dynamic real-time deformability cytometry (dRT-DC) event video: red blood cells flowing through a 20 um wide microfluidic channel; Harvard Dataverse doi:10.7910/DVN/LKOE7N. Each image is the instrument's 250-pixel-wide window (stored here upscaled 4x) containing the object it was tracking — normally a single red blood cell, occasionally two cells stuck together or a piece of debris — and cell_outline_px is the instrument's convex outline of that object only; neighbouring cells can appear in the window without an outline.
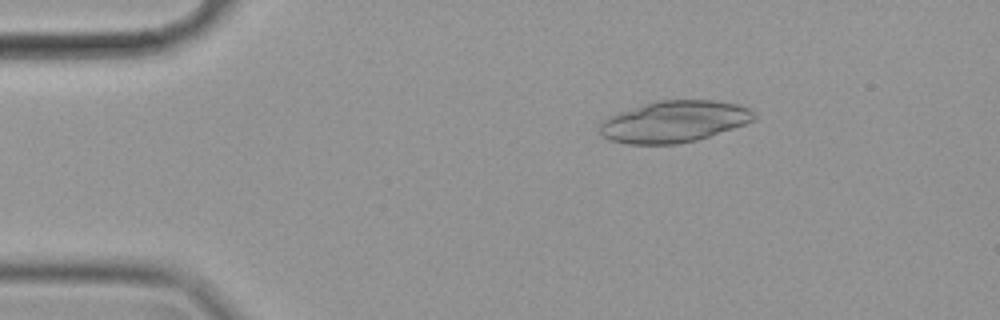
{"species": "common noctule bat (a hibernating species)", "species_latin": "Nyctalus noctula", "temperature_condition": "cold", "stored_images_in_passage": 48, "camera_frame_rate_fps": 3000, "um_per_image_px": 0.085, "animal": {"sex": "female", "body_mass_g": 19.9}, "frame": {"image": 1, "passage_image": 1, "time_ms": 0.0, "image_size_px": [1000, 320], "cell_outline_px": [[756, 120], [696, 140], [680, 144], [628, 144], [612, 140], [604, 136], [596, 128], [604, 120], [620, 112], [656, 100], [716, 100], [736, 104], [748, 108], [756, 116]], "centroid_in_image_um": [57.3, 10.33], "position_along_channel_um": 27.7, "area_um2": 36.99}}